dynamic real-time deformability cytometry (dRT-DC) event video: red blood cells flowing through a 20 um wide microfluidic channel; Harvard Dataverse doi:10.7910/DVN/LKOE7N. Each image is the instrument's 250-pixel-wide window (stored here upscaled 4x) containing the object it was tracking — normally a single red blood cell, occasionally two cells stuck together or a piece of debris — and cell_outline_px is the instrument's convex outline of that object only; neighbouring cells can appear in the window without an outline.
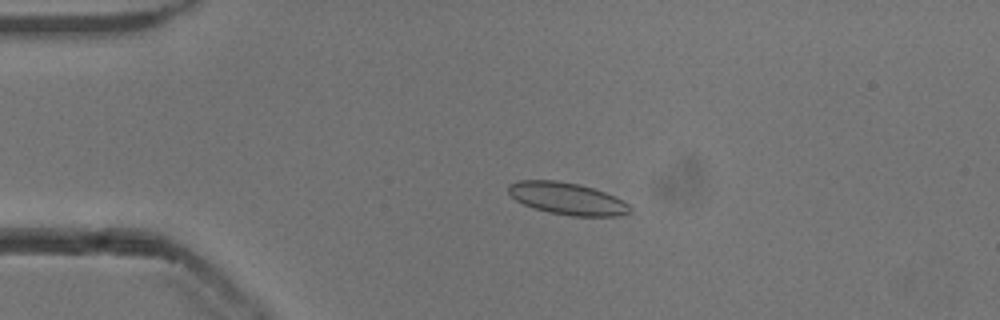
{"species": "common noctule bat (a hibernating species)", "species_latin": "Nyctalus noctula", "temperature_condition": "cold", "stored_images_in_passage": 49, "camera_frame_rate_fps": 3000, "um_per_image_px": 0.085, "animal": {"sex": "male", "body_mass_g": 13.3}, "frame": {"image": 1, "passage_image": 7, "time_ms": 2.0, "image_size_px": [1000, 320], "cell_outline_px": [[632, 212], [620, 216], [572, 216], [548, 212], [524, 204], [516, 200], [508, 192], [508, 184], [520, 180], [556, 180], [580, 184], [604, 192], [628, 204], [632, 208]], "centroid_in_image_um": [48.21, 16.88], "position_along_channel_um": 36.8, "area_um2": 22.6}}
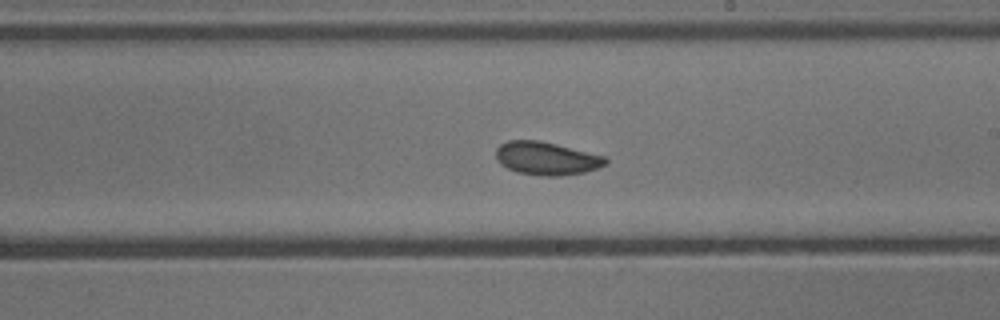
{"frame": {"image": 2, "passage_image": 26, "time_ms": 8.333, "image_size_px": [1000, 320], "cell_outline_px": [[608, 164], [584, 172], [560, 176], [544, 176], [516, 172], [500, 164], [496, 156], [496, 148], [500, 144], [508, 140], [540, 140], [608, 156]], "centroid_in_image_um": [46.48, 13.45], "position_along_channel_um": 242.5, "area_um2": 21.39}}
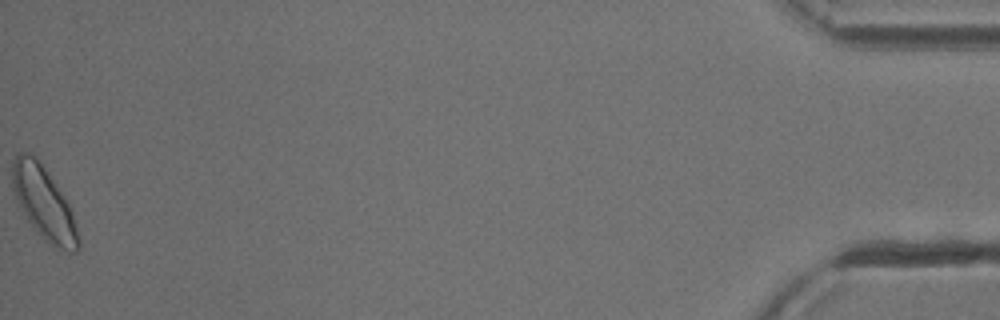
{"frame": {"image": 3, "passage_image": 49, "time_ms": 16.0, "image_size_px": [1000, 320], "cell_outline_px": [[80, 248], [76, 252], [68, 252], [52, 248], [32, 228], [12, 188], [12, 164], [16, 152], [28, 152], [36, 156], [68, 200], [80, 236]], "centroid_in_image_um": [3.76, 17.3], "position_along_channel_um": 431.4, "area_um2": 28.44}, "authors_computed_cell_mechanics": {"area_um2": 21.386, "velocity_mm_per_s": 3.8206, "shape_relaxation_time_tau1_ms": 7.1521, "shape_relaxation_time_tau2_ms": 2.9134, "deformation_change_tau1": 0.1443, "deformation_change_tau2": 0.067}}